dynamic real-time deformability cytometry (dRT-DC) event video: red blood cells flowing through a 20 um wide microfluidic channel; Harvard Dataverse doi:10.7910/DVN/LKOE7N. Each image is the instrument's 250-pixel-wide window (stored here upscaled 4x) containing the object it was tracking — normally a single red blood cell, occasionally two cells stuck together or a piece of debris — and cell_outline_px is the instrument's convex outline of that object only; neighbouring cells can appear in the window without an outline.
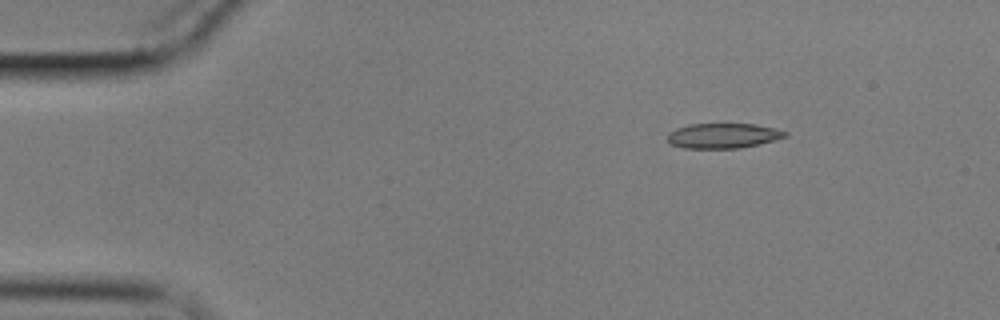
{"species": "common noctule bat (a hibernating species)", "species_latin": "Nyctalus noctula", "temperature_condition": "cold", "stored_images_in_passage": 51, "camera_frame_rate_fps": 3000, "um_per_image_px": 0.085, "animal": {"sex": "male", "body_mass_g": 17.9}, "frame": {"image": 1, "passage_image": 1, "time_ms": 0.0, "image_size_px": [1000, 320], "cell_outline_px": [[788, 136], [760, 144], [740, 148], [684, 148], [668, 144], [668, 132], [676, 128], [688, 124], [756, 124], [776, 128], [788, 132]], "centroid_in_image_um": [61.46, 11.53], "position_along_channel_um": 23.5, "area_um2": 17.34}}
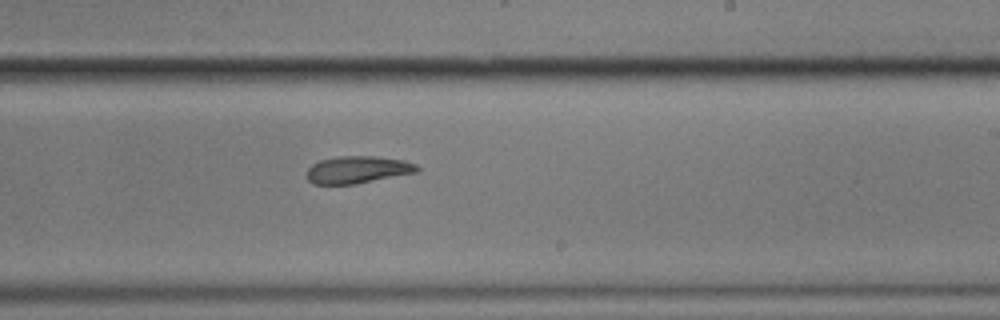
{"frame": {"image": 2, "passage_image": 28, "time_ms": 9.0, "image_size_px": [1000, 320], "cell_outline_px": [[420, 172], [356, 184], [312, 184], [304, 176], [308, 168], [312, 164], [320, 160], [336, 156], [376, 156], [404, 160], [416, 164], [420, 168]], "centroid_in_image_um": [30.4, 14.43], "position_along_channel_um": 258.6, "area_um2": 17.92}}
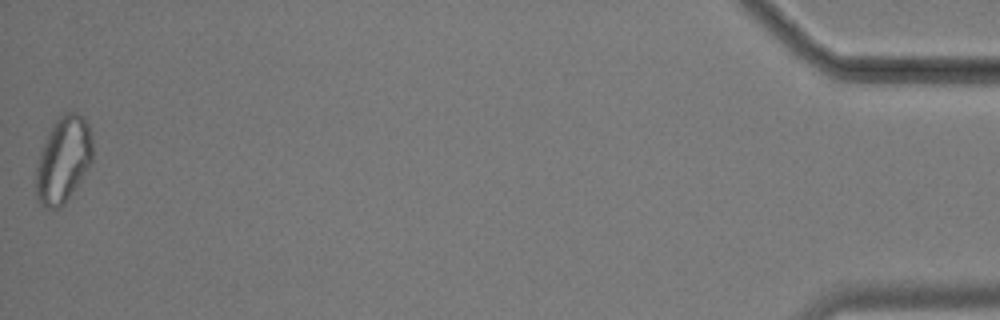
{"frame": {"image": 3, "passage_image": 51, "time_ms": 16.667, "image_size_px": [1000, 320], "cell_outline_px": [[92, 160], [88, 168], [64, 204], [60, 208], [48, 208], [40, 204], [36, 196], [36, 168], [40, 152], [48, 132], [52, 124], [64, 112], [76, 112], [84, 116], [88, 124], [92, 136]], "centroid_in_image_um": [5.38, 13.55], "position_along_channel_um": 429.8, "area_um2": 28.38}}